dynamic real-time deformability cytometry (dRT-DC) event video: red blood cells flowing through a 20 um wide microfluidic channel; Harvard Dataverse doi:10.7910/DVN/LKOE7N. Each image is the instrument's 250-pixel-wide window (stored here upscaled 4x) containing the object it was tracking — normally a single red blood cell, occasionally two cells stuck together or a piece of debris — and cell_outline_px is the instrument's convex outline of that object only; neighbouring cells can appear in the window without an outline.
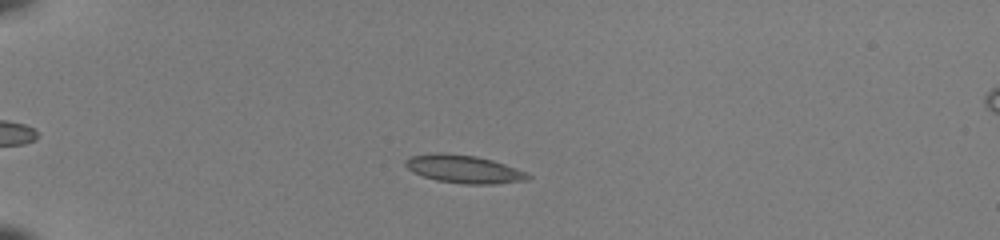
{"species": "common noctule bat (a hibernating species)", "species_latin": "Nyctalus noctula", "temperature_condition": "room temperature", "stored_images_in_passage": 49, "camera_frame_rate_fps": 3000, "um_per_image_px": 0.085, "animal": {"sex": "female", "body_mass_g": 22.0, "forearm_length_mm": 56.7}, "frame": {"image": 1, "passage_image": 12, "time_ms": 3.667, "image_size_px": [1000, 240], "cell_outline_px": [[532, 176], [528, 180], [496, 184], [464, 184], [436, 180], [412, 172], [404, 164], [404, 160], [412, 156], [436, 152], [444, 152], [476, 156], [492, 160], [528, 172]], "centroid_in_image_um": [39.44, 14.37], "position_along_channel_um": 45.6, "area_um2": 20.11}}
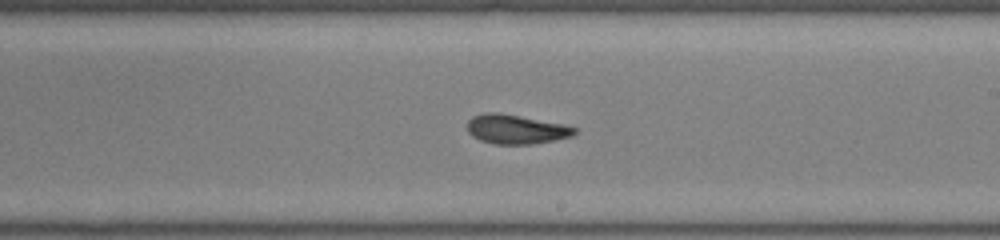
{"frame": {"image": 2, "passage_image": 30, "time_ms": 9.667, "image_size_px": [1000, 240], "cell_outline_px": [[576, 132], [572, 136], [556, 140], [532, 144], [492, 144], [480, 140], [472, 136], [468, 132], [468, 120], [472, 116], [484, 112], [500, 112], [564, 124], [576, 128]], "centroid_in_image_um": [43.84, 10.98], "position_along_channel_um": 245.2, "area_um2": 18.5}}
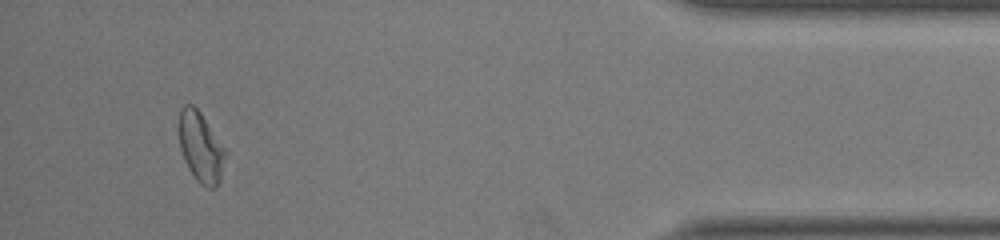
{"frame": {"image": 3, "passage_image": 46, "time_ms": 15.0, "image_size_px": [1000, 240], "cell_outline_px": [[228, 152], [220, 180], [216, 188], [208, 188], [200, 184], [196, 180], [188, 168], [184, 160], [180, 148], [176, 128], [180, 108], [184, 104], [192, 104], [200, 112]], "centroid_in_image_um": [17.04, 12.49], "position_along_channel_um": 418.2, "area_um2": 19.59}, "authors_computed_cell_mechanics": {"area_um2": 18.8428, "velocity_mm_per_s": 4.0796, "shape_relaxation_time_tau1_ms": 4.5206, "shape_relaxation_time_tau2_ms": 2.1235, "deformation_change_tau1": 0.1558, "deformation_change_tau2": 0.0865}}